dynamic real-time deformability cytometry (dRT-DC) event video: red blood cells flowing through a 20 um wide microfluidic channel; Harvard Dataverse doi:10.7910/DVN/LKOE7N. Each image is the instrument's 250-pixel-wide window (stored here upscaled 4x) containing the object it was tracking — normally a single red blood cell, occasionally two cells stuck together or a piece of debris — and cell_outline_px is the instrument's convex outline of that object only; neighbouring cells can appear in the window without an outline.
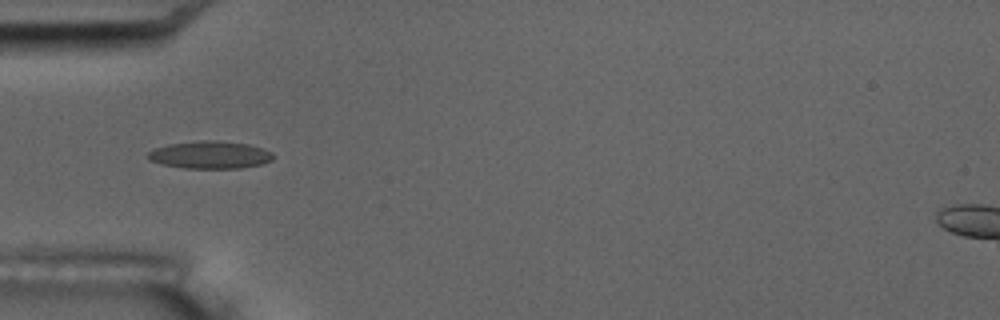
{"species": "common noctule bat (a hibernating species)", "species_latin": "Nyctalus noctula", "temperature_condition": "room temperature", "stored_images_in_passage": 8, "camera_frame_rate_fps": 3000, "um_per_image_px": 0.085, "animal": {"sex": "male", "body_mass_g": 17.5, "forearm_length_mm": 52.3}, "frame": {"image": 1, "passage_image": 6, "time_ms": 6.0, "image_size_px": [1000, 320], "cell_outline_px": [[272, 160], [264, 164], [240, 168], [184, 168], [160, 164], [148, 160], [148, 152], [152, 148], [168, 144], [200, 140], [216, 140], [248, 144], [264, 148], [272, 152]], "centroid_in_image_um": [17.83, 13.16], "position_along_channel_um": 67.2, "area_um2": 20.35}}